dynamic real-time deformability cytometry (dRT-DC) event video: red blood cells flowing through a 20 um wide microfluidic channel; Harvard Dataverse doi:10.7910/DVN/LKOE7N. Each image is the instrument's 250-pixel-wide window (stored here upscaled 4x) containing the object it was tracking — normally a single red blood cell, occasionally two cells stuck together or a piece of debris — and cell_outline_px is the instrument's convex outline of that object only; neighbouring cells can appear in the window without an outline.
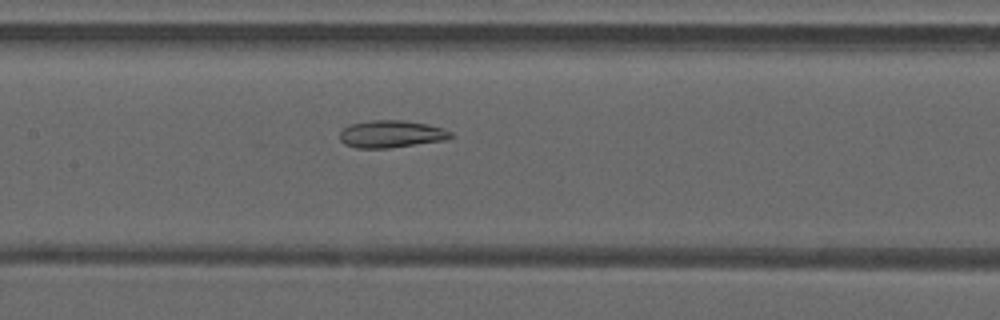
{"species": "common noctule bat (a hibernating species)", "species_latin": "Nyctalus noctula", "temperature_condition": "warm", "stored_images_in_passage": 49, "camera_frame_rate_fps": 3000, "um_per_image_px": 0.085, "animal": {"sex": "male", "forearm_length_mm": 52.5}, "frame": {"image": 1, "passage_image": 24, "time_ms": 7.667, "image_size_px": [1000, 320], "cell_outline_px": [[456, 136], [444, 140], [392, 148], [356, 148], [344, 144], [340, 140], [340, 132], [348, 124], [372, 120], [404, 120], [428, 124], [444, 128], [452, 132]], "centroid_in_image_um": [33.28, 11.39], "position_along_channel_um": 174.1, "area_um2": 17.92}}
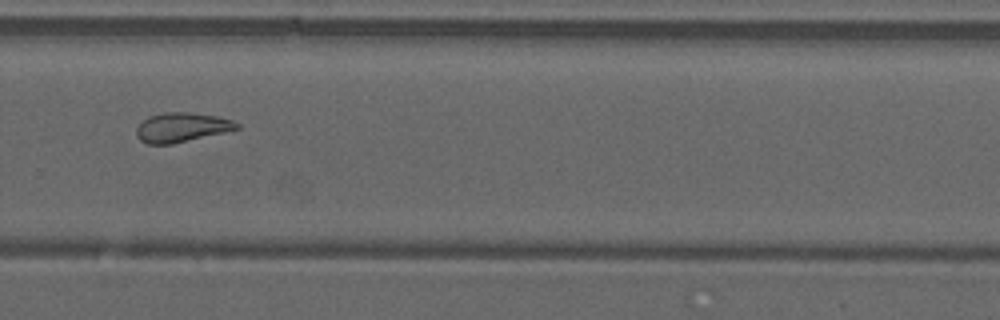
{"frame": {"image": 2, "passage_image": 34, "time_ms": 11.0, "image_size_px": [1000, 320], "cell_outline_px": [[240, 128], [224, 132], [172, 144], [148, 144], [140, 140], [136, 136], [136, 128], [148, 116], [164, 112], [188, 112], [216, 116], [232, 120], [240, 124]], "centroid_in_image_um": [15.42, 10.82], "position_along_channel_um": 314.4, "area_um2": 17.11}}
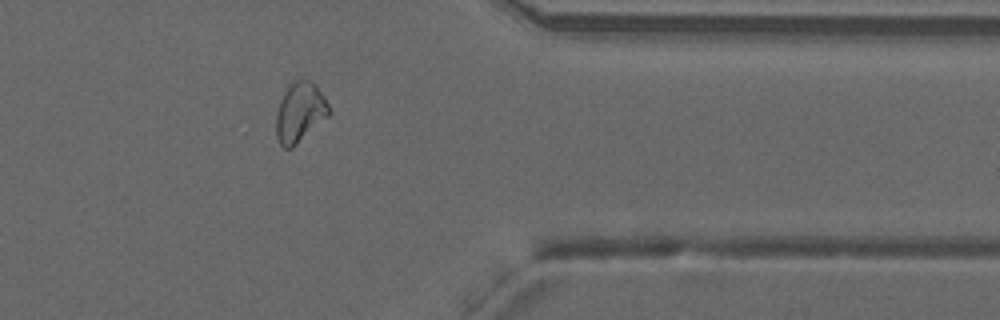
{"frame": {"image": 3, "passage_image": 40, "time_ms": 13.0, "image_size_px": [1000, 320], "cell_outline_px": [[332, 112], [328, 116], [292, 148], [284, 148], [280, 144], [276, 136], [276, 116], [280, 100], [288, 84], [296, 80], [312, 80], [316, 84], [324, 96]], "centroid_in_image_um": [25.49, 9.52], "position_along_channel_um": 385.9, "area_um2": 18.44}, "authors_computed_cell_mechanics": {"area_um2": 19.7676, "velocity_mm_per_s": 4.2384, "shape_relaxation_time_tau1_ms": null, "shape_relaxation_time_tau2_ms": 1.639, "deformation_change_tau1": null, "deformation_change_tau2": 0.0785}}